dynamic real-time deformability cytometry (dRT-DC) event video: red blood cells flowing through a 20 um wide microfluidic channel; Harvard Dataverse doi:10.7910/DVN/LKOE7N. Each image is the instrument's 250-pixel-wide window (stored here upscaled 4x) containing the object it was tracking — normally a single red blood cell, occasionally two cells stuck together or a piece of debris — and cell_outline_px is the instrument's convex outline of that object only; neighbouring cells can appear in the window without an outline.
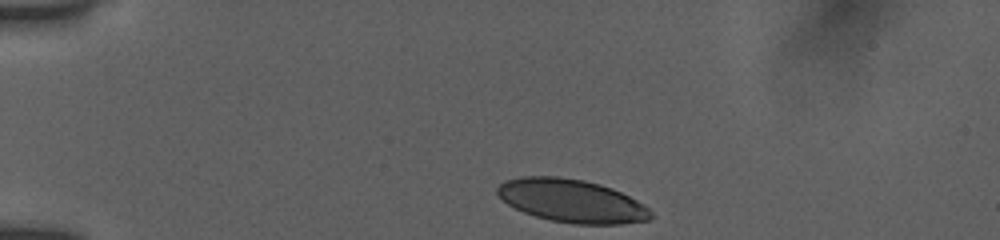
{"species": "human", "species_latin": "Homo sapiens", "temperature_condition": "room temperature", "stored_images_in_passage": 36, "camera_frame_rate_fps": 3000, "um_per_image_px": 0.085, "donor": {"sex": "female"}, "frame": {"image": 1, "passage_image": 1, "time_ms": 0.0, "image_size_px": [1000, 240], "cell_outline_px": [[652, 220], [620, 224], [572, 224], [548, 220], [524, 212], [508, 204], [496, 192], [496, 188], [500, 184], [508, 180], [520, 176], [556, 176], [584, 180], [600, 184], [612, 188], [644, 204], [652, 212]], "centroid_in_image_um": [48.62, 17.08], "position_along_channel_um": 36.4, "area_um2": 38.55}}
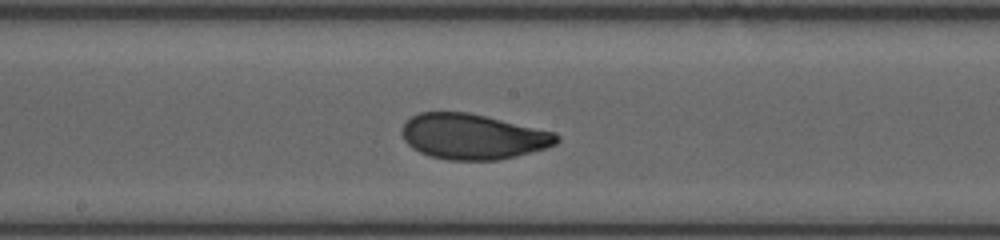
{"frame": {"image": 2, "passage_image": 19, "time_ms": 6.0, "image_size_px": [1000, 240], "cell_outline_px": [[560, 140], [556, 144], [544, 148], [516, 156], [496, 160], [448, 160], [432, 156], [420, 152], [412, 148], [404, 140], [400, 132], [404, 124], [412, 116], [420, 112], [468, 112], [556, 132], [560, 136]], "centroid_in_image_um": [40.19, 11.6], "position_along_channel_um": 208.0, "area_um2": 40.86}}
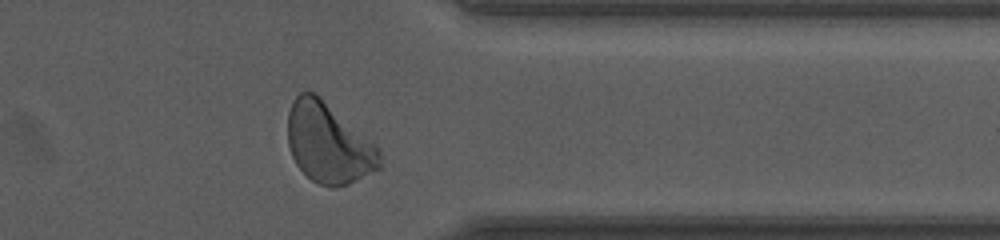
{"frame": {"image": 3, "passage_image": 33, "time_ms": 10.667, "image_size_px": [1000, 240], "cell_outline_px": [[380, 168], [348, 184], [332, 188], [316, 184], [296, 164], [292, 156], [288, 144], [288, 112], [292, 100], [300, 92], [316, 92], [372, 144], [380, 152]], "centroid_in_image_um": [27.86, 12.18], "position_along_channel_um": 383.5, "area_um2": 42.25}, "authors_computed_cell_mechanics": {"area_um2": 41.1247, "velocity_mm_per_s": 3.8745, "shape_relaxation_time_tau1_ms": 3.4505, "shape_relaxation_time_tau2_ms": 0.8513, "deformation_change_tau1": 0.1477, "deformation_change_tau2": 0.0585}}